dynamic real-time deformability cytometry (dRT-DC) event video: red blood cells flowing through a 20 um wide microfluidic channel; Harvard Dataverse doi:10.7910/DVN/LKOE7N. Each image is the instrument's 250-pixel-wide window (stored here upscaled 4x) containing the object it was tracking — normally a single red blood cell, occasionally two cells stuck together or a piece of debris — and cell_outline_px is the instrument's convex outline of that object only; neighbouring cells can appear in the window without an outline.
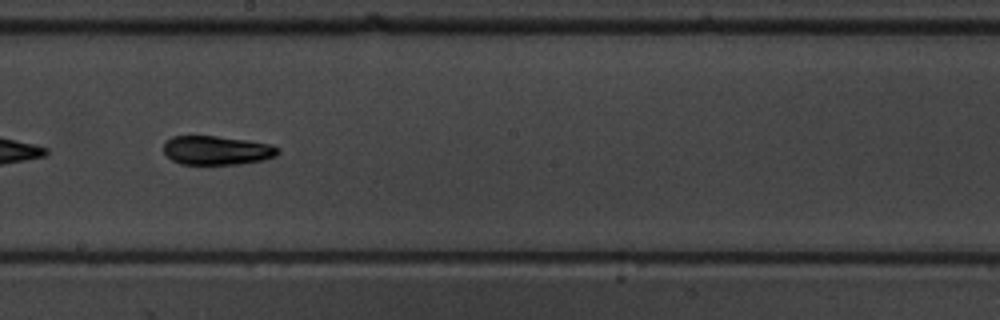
{"species": "common noctule bat (a hibernating species)", "species_latin": "Nyctalus noctula", "temperature_condition": "warm", "stored_images_in_passage": 55, "camera_frame_rate_fps": 3000, "um_per_image_px": 0.085, "animal": {"sex": "male", "body_mass_g": 19.5, "forearm_length_mm": 54.6}, "frame": {"image": 1, "passage_image": 32, "time_ms": 10.333, "image_size_px": [1000, 320], "cell_outline_px": [[280, 152], [276, 156], [264, 160], [240, 164], [180, 164], [172, 160], [164, 152], [164, 144], [172, 136], [216, 136], [248, 140], [272, 144], [280, 148]], "centroid_in_image_um": [18.48, 12.78], "position_along_channel_um": 229.7, "area_um2": 19.42}, "authors_computed_cell_mechanics": {"area_um2": 19.4208, "velocity_mm_per_s": 3.8308, "shape_relaxation_time_tau1_ms": 5.0877, "shape_relaxation_time_tau2_ms": 3.3131, "deformation_change_tau1": 0.1877, "deformation_change_tau2": 0.0957}}